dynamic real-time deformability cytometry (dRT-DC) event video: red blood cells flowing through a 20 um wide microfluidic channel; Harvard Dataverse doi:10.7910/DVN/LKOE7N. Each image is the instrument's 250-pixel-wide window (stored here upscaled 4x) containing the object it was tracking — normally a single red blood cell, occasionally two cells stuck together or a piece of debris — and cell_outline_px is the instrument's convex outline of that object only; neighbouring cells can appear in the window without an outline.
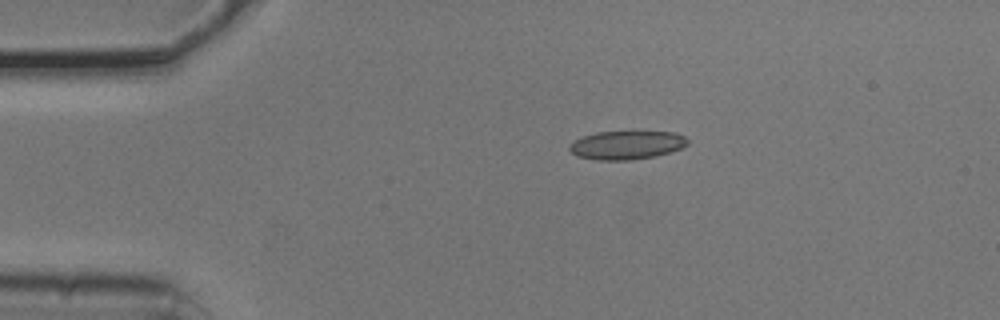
{"species": "common noctule bat (a hibernating species)", "species_latin": "Nyctalus noctula", "temperature_condition": "cold", "stored_images_in_passage": 9, "camera_frame_rate_fps": 3000, "um_per_image_px": 0.085, "animal": {"sex": "male", "body_mass_g": 20.5, "forearm_length_mm": 52.5}, "frame": {"image": 1, "passage_image": 3, "time_ms": 0.667, "image_size_px": [1000, 320], "cell_outline_px": [[688, 144], [672, 152], [656, 156], [628, 160], [596, 160], [576, 156], [568, 148], [576, 140], [584, 136], [596, 132], [676, 132], [684, 136], [688, 140]], "centroid_in_image_um": [53.29, 12.34], "position_along_channel_um": 31.7, "area_um2": 19.54}}
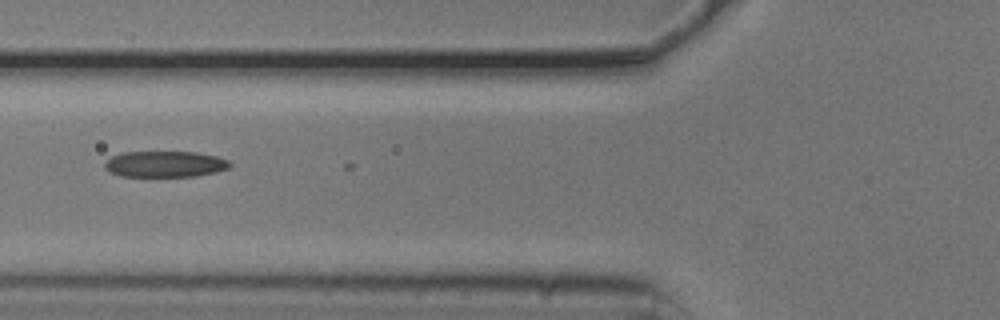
{"frame": {"image": 2, "passage_image": 6, "time_ms": 1.667, "image_size_px": [1000, 320], "cell_outline_px": [[232, 164], [228, 168], [216, 172], [196, 176], [120, 176], [108, 172], [104, 168], [104, 164], [112, 156], [124, 152], [196, 152], [216, 156], [228, 160]], "centroid_in_image_um": [14.02, 13.95], "position_along_channel_um": 111.8, "area_um2": 19.02}}
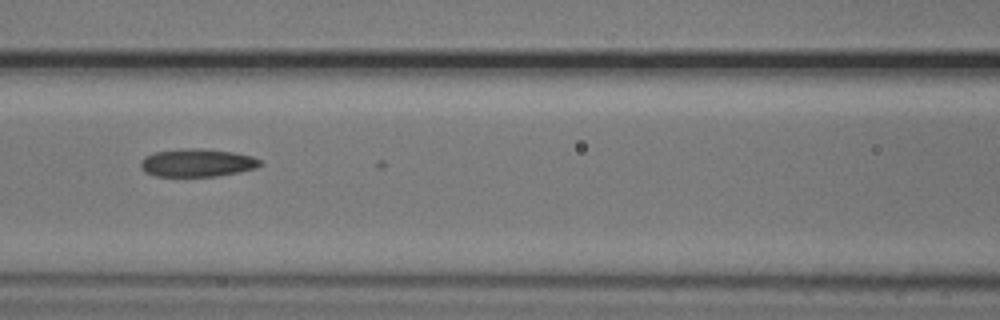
{"frame": {"image": 3, "passage_image": 7, "time_ms": 2.0, "image_size_px": [1000, 320], "cell_outline_px": [[264, 164], [256, 168], [216, 176], [156, 176], [144, 172], [140, 164], [140, 160], [144, 156], [156, 152], [180, 148], [200, 148], [232, 152], [252, 156], [260, 160]], "centroid_in_image_um": [16.73, 13.83], "position_along_channel_um": 149.9, "area_um2": 19.48}}